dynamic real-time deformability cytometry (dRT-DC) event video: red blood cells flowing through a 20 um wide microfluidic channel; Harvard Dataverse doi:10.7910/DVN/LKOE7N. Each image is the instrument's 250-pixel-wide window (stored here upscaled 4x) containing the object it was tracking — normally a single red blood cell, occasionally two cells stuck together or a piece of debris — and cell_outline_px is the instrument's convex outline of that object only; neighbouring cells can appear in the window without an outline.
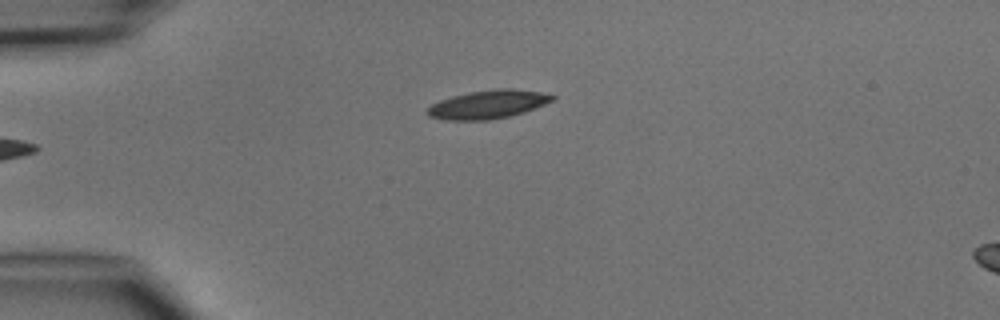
{"species": "common noctule bat (a hibernating species)", "species_latin": "Nyctalus noctula", "temperature_condition": "cold", "stored_images_in_passage": 4, "camera_frame_rate_fps": 3000, "um_per_image_px": 0.085, "animal": {"sex": "male", "body_mass_g": 15.6}, "frame": {"image": 1, "passage_image": 4, "time_ms": 4.0, "image_size_px": [1000, 320], "cell_outline_px": [[556, 100], [524, 112], [508, 116], [488, 120], [444, 120], [428, 116], [424, 112], [432, 104], [440, 100], [452, 96], [468, 92], [496, 88], [512, 88], [540, 92], [556, 96]], "centroid_in_image_um": [41.47, 8.87], "position_along_channel_um": 43.5, "area_um2": 20.87}}